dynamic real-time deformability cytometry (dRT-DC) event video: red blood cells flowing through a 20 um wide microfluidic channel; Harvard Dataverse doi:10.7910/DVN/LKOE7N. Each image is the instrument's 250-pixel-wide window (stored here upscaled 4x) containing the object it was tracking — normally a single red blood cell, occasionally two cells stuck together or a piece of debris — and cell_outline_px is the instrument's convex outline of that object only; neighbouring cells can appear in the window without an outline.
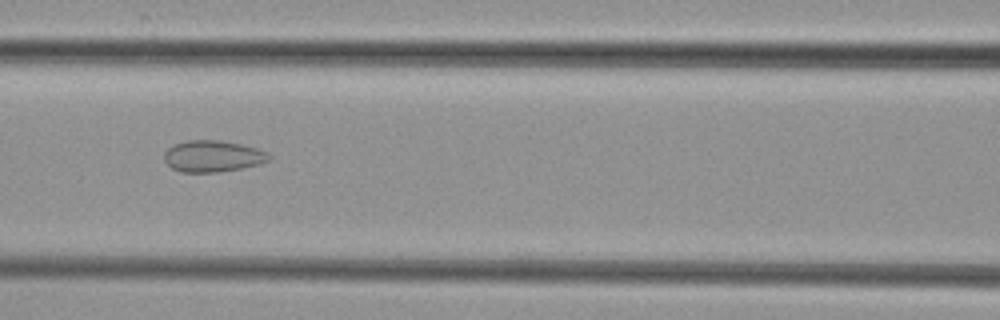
{"species": "common noctule bat (a hibernating species)", "species_latin": "Nyctalus noctula", "temperature_condition": "cold", "stored_images_in_passage": 7, "camera_frame_rate_fps": 3000, "um_per_image_px": 0.085, "animal": {"sex": "female", "body_mass_g": 29.2, "forearm_length_mm": 56.3}, "frame": {"image": 1, "passage_image": 6, "time_ms": 7.0, "image_size_px": [1000, 320], "cell_outline_px": [[272, 156], [268, 160], [260, 164], [240, 168], [216, 172], [180, 172], [172, 168], [164, 160], [164, 152], [168, 148], [176, 144], [188, 140], [220, 140], [240, 144], [256, 148]], "centroid_in_image_um": [18.06, 13.28], "position_along_channel_um": 148.5, "area_um2": 19.02}}
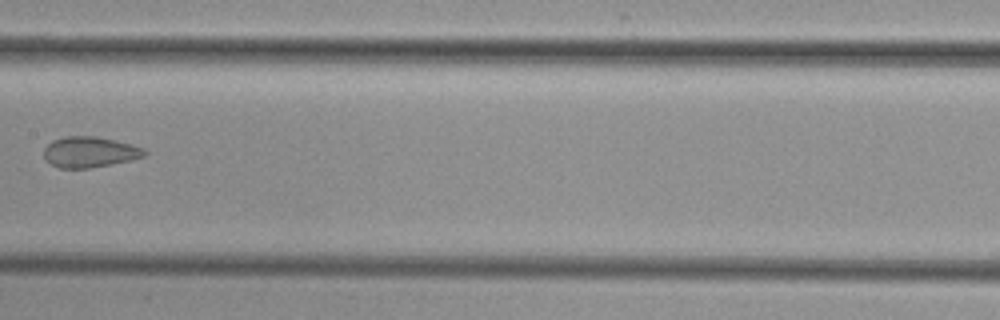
{"frame": {"image": 2, "passage_image": 7, "time_ms": 8.333, "image_size_px": [1000, 320], "cell_outline_px": [[148, 152], [144, 156], [112, 164], [88, 168], [60, 168], [44, 160], [44, 148], [52, 140], [64, 136], [96, 136], [116, 140], [144, 148]], "centroid_in_image_um": [7.6, 12.91], "position_along_channel_um": 199.8, "area_um2": 18.03}}